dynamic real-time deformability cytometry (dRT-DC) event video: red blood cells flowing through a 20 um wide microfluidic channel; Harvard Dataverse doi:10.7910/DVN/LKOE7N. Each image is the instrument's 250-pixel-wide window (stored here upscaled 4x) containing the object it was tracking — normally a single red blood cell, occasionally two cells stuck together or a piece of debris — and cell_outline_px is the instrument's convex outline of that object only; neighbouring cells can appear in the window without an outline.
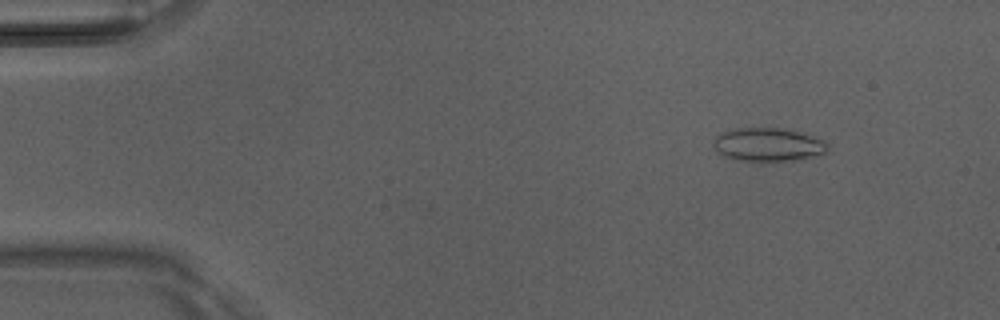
{"species": "Egyptian fruit bat (a non-hibernating species)", "species_latin": "Rousettus aegyptiacus", "temperature_condition": "room temperature", "stored_images_in_passage": 6, "camera_frame_rate_fps": 3000, "um_per_image_px": 0.085, "animal": {"sex": "male"}, "frame": {"image": 1, "passage_image": 2, "time_ms": 0.333, "image_size_px": [1000, 320], "cell_outline_px": [[828, 152], [796, 160], [732, 160], [720, 156], [712, 144], [716, 136], [724, 132], [736, 128], [784, 128], [824, 140], [828, 144]], "centroid_in_image_um": [65.25, 12.29], "position_along_channel_um": 19.8, "area_um2": 22.14}}